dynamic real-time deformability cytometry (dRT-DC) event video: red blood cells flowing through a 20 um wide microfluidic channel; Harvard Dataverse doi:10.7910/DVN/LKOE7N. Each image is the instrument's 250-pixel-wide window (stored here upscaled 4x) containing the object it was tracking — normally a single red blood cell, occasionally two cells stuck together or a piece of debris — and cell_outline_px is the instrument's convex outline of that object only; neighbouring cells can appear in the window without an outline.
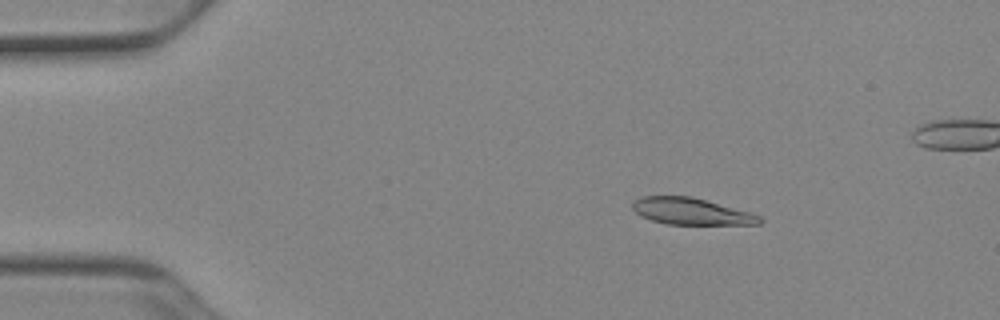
{"species": "Egyptian fruit bat (a non-hibernating species)", "species_latin": "Rousettus aegyptiacus", "temperature_condition": "cold", "stored_images_in_passage": 53, "camera_frame_rate_fps": 3000, "um_per_image_px": 0.085, "animal": {"sex": "female"}, "frame": {"image": 1, "passage_image": 9, "time_ms": 2.667, "image_size_px": [1000, 320], "cell_outline_px": [[764, 220], [760, 224], [668, 224], [652, 220], [640, 216], [632, 208], [632, 200], [640, 196], [692, 196], [748, 212], [760, 216]], "centroid_in_image_um": [58.7, 17.96], "position_along_channel_um": 26.3, "area_um2": 19.65}}
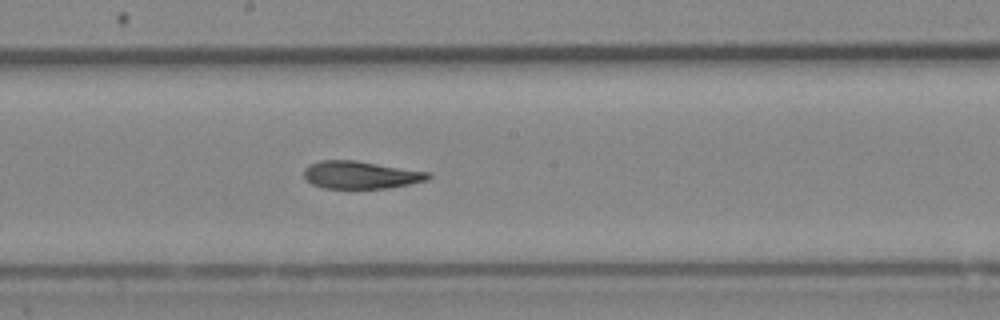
{"frame": {"image": 2, "passage_image": 29, "time_ms": 9.333, "image_size_px": [1000, 320], "cell_outline_px": [[432, 176], [428, 180], [388, 188], [324, 188], [312, 184], [304, 176], [304, 168], [308, 164], [320, 160], [356, 160], [428, 172]], "centroid_in_image_um": [30.63, 14.86], "position_along_channel_um": 217.6, "area_um2": 19.94}}
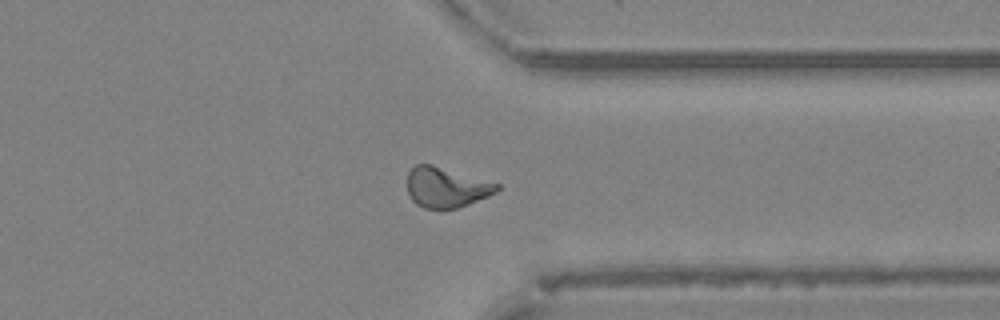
{"frame": {"image": 3, "passage_image": 41, "time_ms": 13.333, "image_size_px": [1000, 320], "cell_outline_px": [[500, 188], [496, 192], [488, 196], [468, 204], [456, 208], [424, 208], [416, 204], [412, 200], [408, 192], [408, 172], [416, 164], [432, 164], [500, 184]], "centroid_in_image_um": [37.92, 15.92], "position_along_channel_um": 373.5, "area_um2": 20.81}, "authors_computed_cell_mechanics": {"area_um2": 20.4612, "velocity_mm_per_s": 3.9141, "shape_relaxation_time_tau1_ms": 5.1205, "shape_relaxation_time_tau2_ms": 6.3647, "deformation_change_tau1": 0.1725, "deformation_change_tau2": 0.1044}}